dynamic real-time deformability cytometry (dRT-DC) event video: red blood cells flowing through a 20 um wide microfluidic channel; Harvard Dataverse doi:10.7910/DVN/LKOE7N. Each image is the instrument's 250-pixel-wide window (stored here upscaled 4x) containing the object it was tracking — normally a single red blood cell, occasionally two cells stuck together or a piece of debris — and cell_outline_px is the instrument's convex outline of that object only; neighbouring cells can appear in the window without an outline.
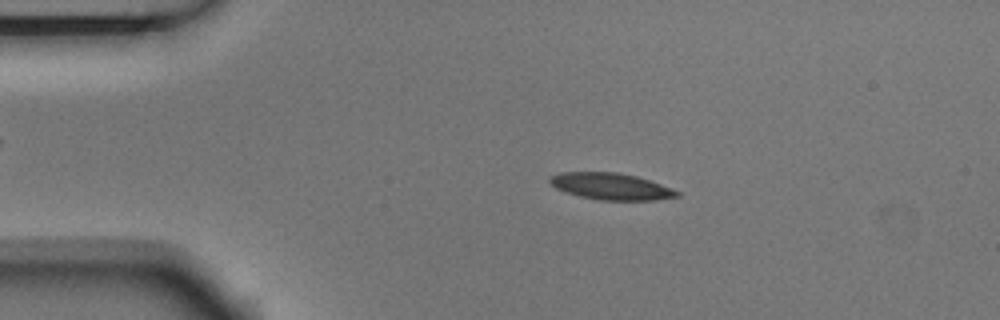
{"species": "Egyptian fruit bat (a non-hibernating species)", "species_latin": "Rousettus aegyptiacus", "temperature_condition": "room temperature", "stored_images_in_passage": 4, "camera_frame_rate_fps": 3000, "um_per_image_px": 0.085, "animal": {"sex": "male"}, "frame": {"image": 1, "passage_image": 2, "time_ms": 0.333, "image_size_px": [1000, 320], "cell_outline_px": [[680, 196], [656, 200], [600, 200], [580, 196], [556, 188], [548, 180], [548, 176], [560, 172], [616, 172], [636, 176], [672, 188], [680, 192]], "centroid_in_image_um": [51.93, 15.84], "position_along_channel_um": 33.1, "area_um2": 19.65}}
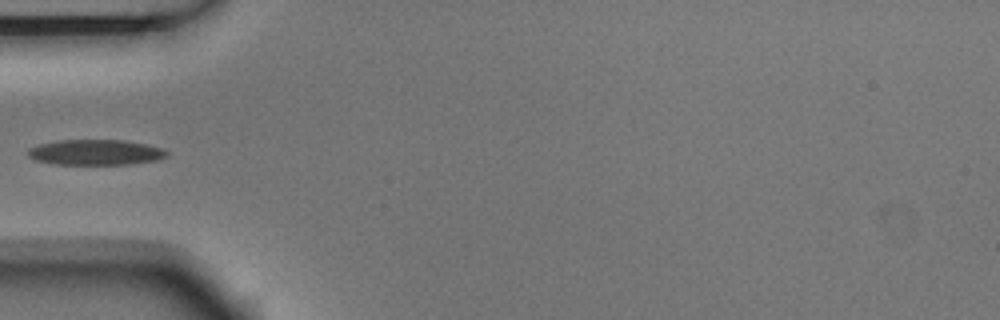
{"frame": {"image": 2, "passage_image": 4, "time_ms": 1.0, "image_size_px": [1000, 320], "cell_outline_px": [[168, 156], [156, 160], [128, 164], [52, 164], [36, 160], [28, 156], [28, 148], [36, 144], [56, 140], [124, 140], [164, 148], [168, 152]], "centroid_in_image_um": [8.09, 12.94], "position_along_channel_um": 76.9, "area_um2": 20.69}}